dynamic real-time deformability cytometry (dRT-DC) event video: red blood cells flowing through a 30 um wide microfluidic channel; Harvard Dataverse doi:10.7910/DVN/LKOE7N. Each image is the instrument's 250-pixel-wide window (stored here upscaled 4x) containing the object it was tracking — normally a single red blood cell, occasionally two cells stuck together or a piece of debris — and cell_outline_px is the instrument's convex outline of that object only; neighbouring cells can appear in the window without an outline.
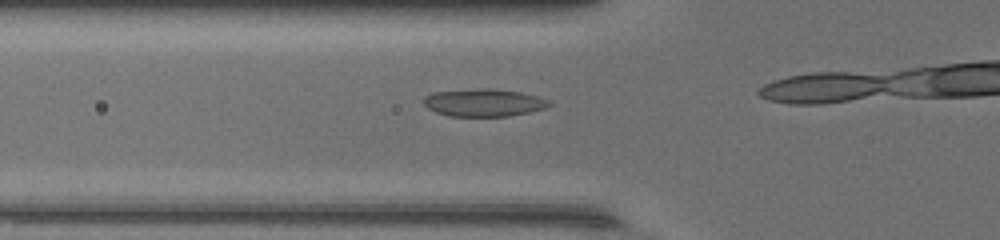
{"species": "common noctule bat (a hibernating species)", "species_latin": "Nyctalus noctula", "temperature_condition": "warm", "stored_images_in_passage": 16, "camera_frame_rate_fps": 3000, "um_per_image_px": 0.085, "animal": {"sex": "female", "body_mass_g": 17.0, "forearm_length_mm": 48.0}, "frame": {"image": 1, "passage_image": 12, "time_ms": 3.667, "image_size_px": [1000, 240], "cell_outline_px": [[552, 104], [548, 108], [532, 112], [508, 116], [448, 116], [436, 112], [428, 108], [424, 104], [424, 96], [432, 92], [480, 88], [492, 88], [520, 92], [540, 96], [548, 100]], "centroid_in_image_um": [41.16, 8.72], "position_along_channel_um": 84.6, "area_um2": 20.46}}